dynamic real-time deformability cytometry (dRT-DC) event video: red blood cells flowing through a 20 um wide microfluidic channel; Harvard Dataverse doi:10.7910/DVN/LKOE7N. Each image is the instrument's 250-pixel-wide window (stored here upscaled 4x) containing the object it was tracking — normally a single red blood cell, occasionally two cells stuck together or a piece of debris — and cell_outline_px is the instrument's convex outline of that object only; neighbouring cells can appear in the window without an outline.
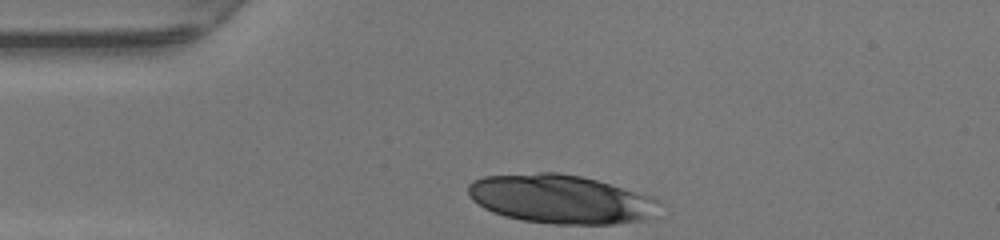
{"species": "human", "species_latin": "Homo sapiens", "temperature_condition": "warm", "stored_images_in_passage": 28, "camera_frame_rate_fps": 3000, "um_per_image_px": 0.085, "donor": {"sex": "female"}, "frame": {"image": 1, "passage_image": 1, "time_ms": 0.0, "image_size_px": [1000, 240], "cell_outline_px": [[660, 200], [648, 220], [616, 224], [552, 224], [520, 220], [504, 216], [492, 212], [484, 208], [472, 200], [468, 192], [468, 184], [472, 180], [484, 176], [540, 172], [560, 172], [580, 176], [596, 180], [652, 196]], "centroid_in_image_um": [47.62, 16.93], "position_along_channel_um": 37.4, "area_um2": 54.51}}